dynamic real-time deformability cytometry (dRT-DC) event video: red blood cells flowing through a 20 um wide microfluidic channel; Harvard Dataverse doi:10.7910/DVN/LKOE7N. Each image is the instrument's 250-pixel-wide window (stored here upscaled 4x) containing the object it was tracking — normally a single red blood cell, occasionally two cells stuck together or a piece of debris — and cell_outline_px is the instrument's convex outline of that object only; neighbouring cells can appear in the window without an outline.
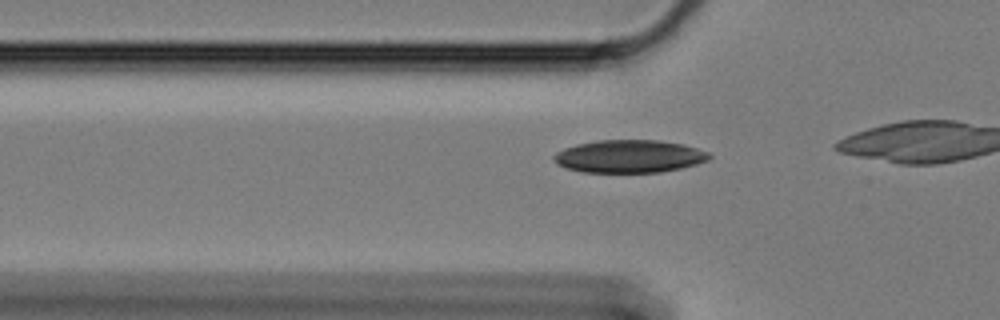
{"species": "Egyptian fruit bat (a non-hibernating species)", "species_latin": "Rousettus aegyptiacus", "temperature_condition": "cold", "stored_images_in_passage": 5, "camera_frame_rate_fps": 3000, "um_per_image_px": 0.085, "animal": {"sex": "female"}, "frame": {"image": 1, "passage_image": 3, "time_ms": 0.667, "image_size_px": [1000, 320], "cell_outline_px": [[712, 156], [708, 160], [696, 164], [680, 168], [660, 172], [580, 172], [564, 168], [556, 164], [552, 160], [552, 156], [556, 152], [564, 148], [576, 144], [596, 140], [660, 140], [684, 144], [708, 152]], "centroid_in_image_um": [53.44, 13.28], "position_along_channel_um": 72.4, "area_um2": 29.94}}